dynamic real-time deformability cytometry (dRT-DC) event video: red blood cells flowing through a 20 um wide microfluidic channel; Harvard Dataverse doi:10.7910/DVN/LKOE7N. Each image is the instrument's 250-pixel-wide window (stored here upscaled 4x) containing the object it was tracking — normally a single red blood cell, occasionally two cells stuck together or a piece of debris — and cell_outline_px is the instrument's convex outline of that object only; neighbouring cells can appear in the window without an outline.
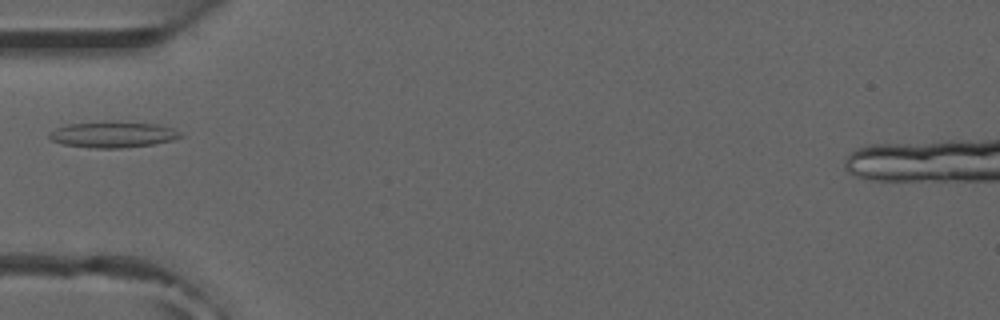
{"species": "common noctule bat (a hibernating species)", "species_latin": "Nyctalus noctula", "temperature_condition": "room temperature", "stored_images_in_passage": 4, "camera_frame_rate_fps": 3000, "um_per_image_px": 0.085, "animal": {"sex": "male", "forearm_length_mm": 52.5}, "frame": {"image": 1, "passage_image": 4, "time_ms": 1.0, "image_size_px": [1000, 320], "cell_outline_px": [[184, 136], [172, 140], [152, 144], [120, 148], [96, 148], [64, 144], [52, 140], [48, 136], [48, 132], [56, 128], [68, 124], [104, 120], [156, 124], [172, 128], [180, 132]], "centroid_in_image_um": [9.58, 11.41], "position_along_channel_um": 75.4, "area_um2": 20.0}}